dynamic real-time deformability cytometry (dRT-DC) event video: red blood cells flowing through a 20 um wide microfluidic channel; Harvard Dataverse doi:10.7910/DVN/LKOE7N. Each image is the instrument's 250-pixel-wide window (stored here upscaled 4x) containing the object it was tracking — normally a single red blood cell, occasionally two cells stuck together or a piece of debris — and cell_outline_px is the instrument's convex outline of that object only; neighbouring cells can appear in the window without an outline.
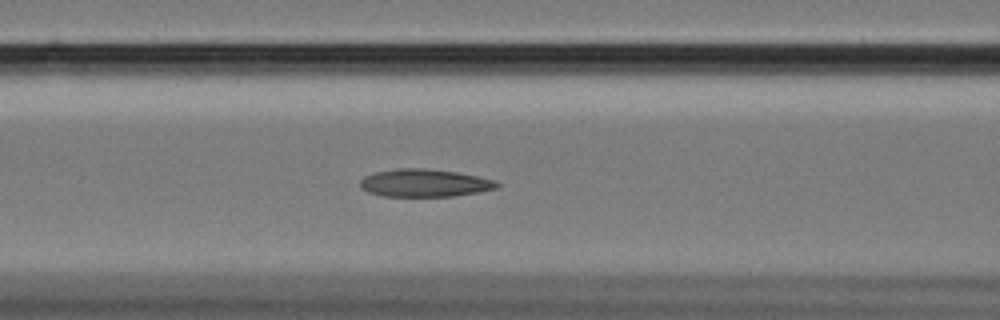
{"species": "Egyptian fruit bat (a non-hibernating species)", "species_latin": "Rousettus aegyptiacus", "temperature_condition": "cold", "stored_images_in_passage": 32, "camera_frame_rate_fps": 3000, "um_per_image_px": 0.085, "animal": {"sex": "female"}, "frame": {"image": 1, "passage_image": 13, "time_ms": 4.0, "image_size_px": [1000, 320], "cell_outline_px": [[500, 184], [496, 188], [480, 192], [452, 196], [384, 196], [368, 192], [360, 188], [360, 180], [364, 176], [376, 172], [396, 168], [424, 168], [456, 172], [496, 180]], "centroid_in_image_um": [36.07, 15.55], "position_along_channel_um": 130.5, "area_um2": 22.08}}
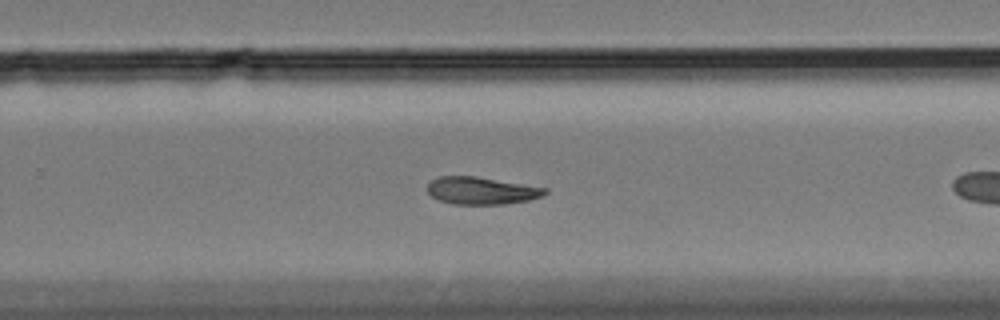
{"frame": {"image": 2, "passage_image": 23, "time_ms": 7.333, "image_size_px": [1000, 320], "cell_outline_px": [[548, 192], [540, 196], [528, 200], [504, 204], [452, 204], [440, 200], [432, 196], [428, 192], [428, 184], [432, 180], [440, 176], [476, 176], [548, 188]], "centroid_in_image_um": [40.93, 16.2], "position_along_channel_um": 288.9, "area_um2": 18.61}}
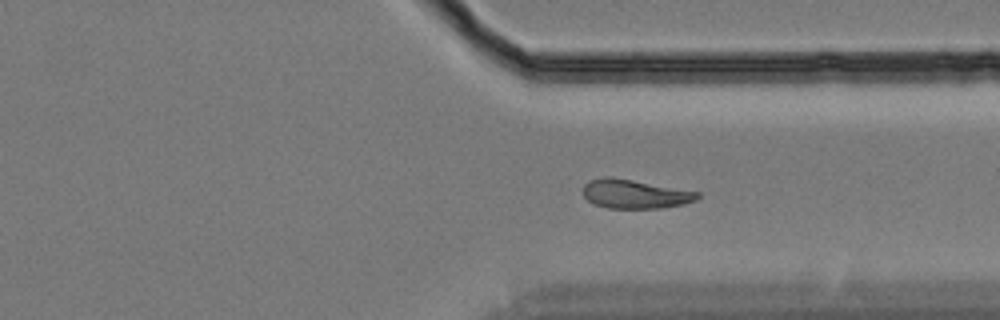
{"frame": {"image": 3, "passage_image": 29, "time_ms": 9.333, "image_size_px": [1000, 320], "cell_outline_px": [[700, 196], [696, 200], [684, 204], [660, 208], [608, 208], [592, 204], [584, 196], [584, 184], [588, 180], [604, 176], [608, 176], [632, 180], [700, 192]], "centroid_in_image_um": [53.95, 16.49], "position_along_channel_um": 357.5, "area_um2": 19.31}}